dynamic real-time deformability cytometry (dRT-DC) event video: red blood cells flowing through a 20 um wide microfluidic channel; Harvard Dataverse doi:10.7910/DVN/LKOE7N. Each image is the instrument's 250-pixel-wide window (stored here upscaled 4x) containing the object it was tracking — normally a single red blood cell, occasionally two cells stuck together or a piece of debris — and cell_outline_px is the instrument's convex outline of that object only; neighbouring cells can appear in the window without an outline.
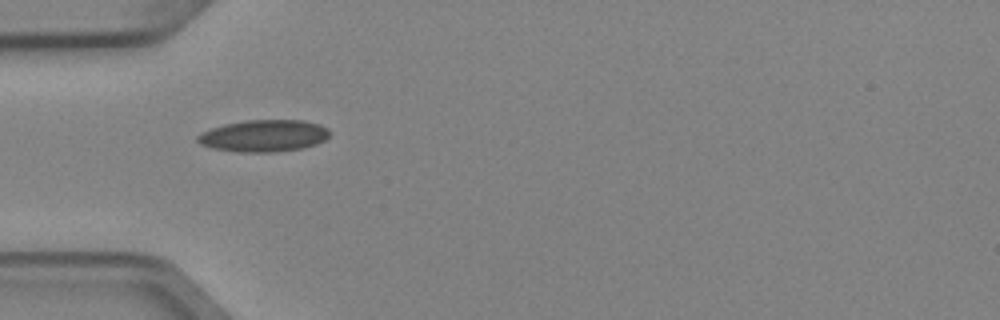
{"species": "Egyptian fruit bat (a non-hibernating species)", "species_latin": "Rousettus aegyptiacus", "temperature_condition": "cold", "stored_images_in_passage": 3, "camera_frame_rate_fps": 3000, "um_per_image_px": 0.085, "animal": {"sex": "female"}, "frame": {"image": 1, "passage_image": 1, "time_ms": 0.0, "image_size_px": [1000, 320], "cell_outline_px": [[328, 136], [324, 140], [316, 144], [304, 148], [276, 152], [236, 152], [212, 148], [200, 144], [196, 140], [196, 136], [200, 132], [224, 124], [244, 120], [304, 120], [320, 124], [328, 128]], "centroid_in_image_um": [22.4, 11.54], "position_along_channel_um": 62.6, "area_um2": 24.8}}
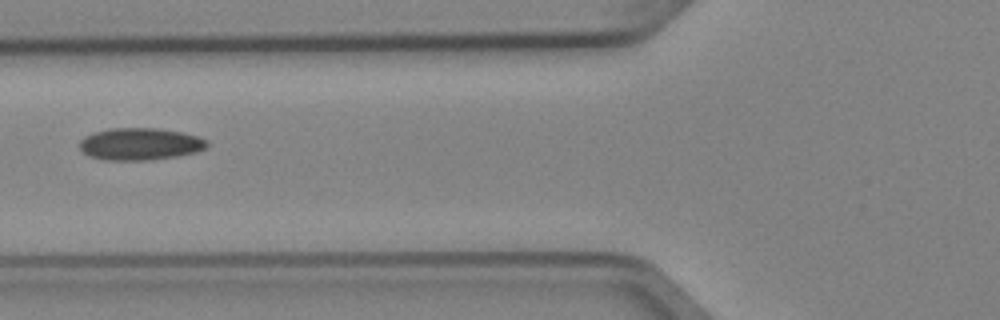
{"frame": {"image": 2, "passage_image": 2, "time_ms": 0.333, "image_size_px": [1000, 320], "cell_outline_px": [[208, 148], [196, 152], [180, 156], [152, 160], [104, 160], [88, 156], [80, 148], [80, 140], [84, 136], [92, 132], [108, 128], [156, 128], [180, 132], [200, 136], [208, 140]], "centroid_in_image_um": [11.93, 12.24], "position_along_channel_um": 113.9, "area_um2": 24.28}}
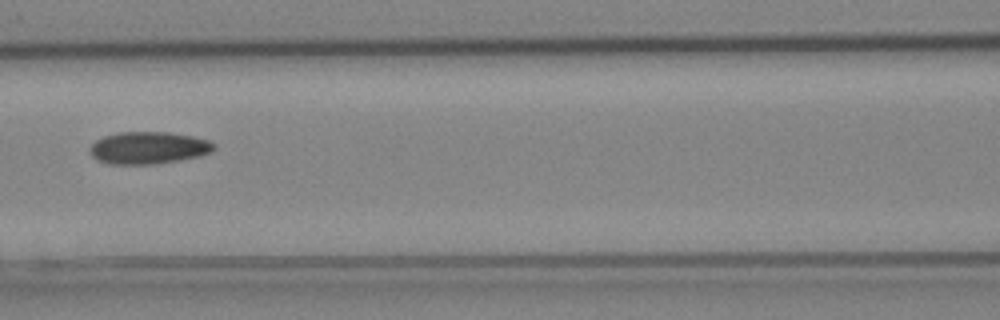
{"frame": {"image": 3, "passage_image": 3, "time_ms": 0.667, "image_size_px": [1000, 320], "cell_outline_px": [[216, 148], [212, 152], [200, 156], [180, 160], [152, 164], [108, 164], [96, 160], [92, 156], [88, 148], [96, 140], [104, 136], [116, 132], [168, 132], [192, 136], [208, 140], [216, 144]], "centroid_in_image_um": [12.61, 12.56], "position_along_channel_um": 154.0, "area_um2": 23.52}}